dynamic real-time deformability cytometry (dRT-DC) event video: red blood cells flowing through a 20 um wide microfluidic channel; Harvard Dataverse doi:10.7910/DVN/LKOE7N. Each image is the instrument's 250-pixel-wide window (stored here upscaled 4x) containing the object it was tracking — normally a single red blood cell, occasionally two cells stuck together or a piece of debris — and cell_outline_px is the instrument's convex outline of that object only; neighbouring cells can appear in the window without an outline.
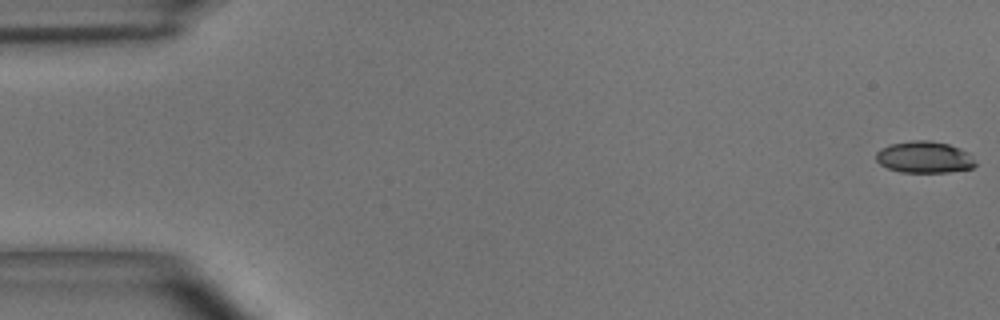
{"species": "common noctule bat (a hibernating species)", "species_latin": "Nyctalus noctula", "temperature_condition": "room temperature", "stored_images_in_passage": 51, "camera_frame_rate_fps": 3000, "um_per_image_px": 0.085, "animal": {"sex": "male", "body_mass_g": 15.6}, "frame": {"image": 1, "passage_image": 1, "time_ms": 0.0, "image_size_px": [1000, 320], "cell_outline_px": [[976, 164], [972, 168], [948, 172], [904, 172], [888, 168], [880, 164], [876, 160], [876, 152], [880, 148], [888, 144], [912, 140], [928, 140], [948, 144], [960, 148], [968, 152], [976, 160]], "centroid_in_image_um": [78.57, 13.35], "position_along_channel_um": 6.4, "area_um2": 18.44}}
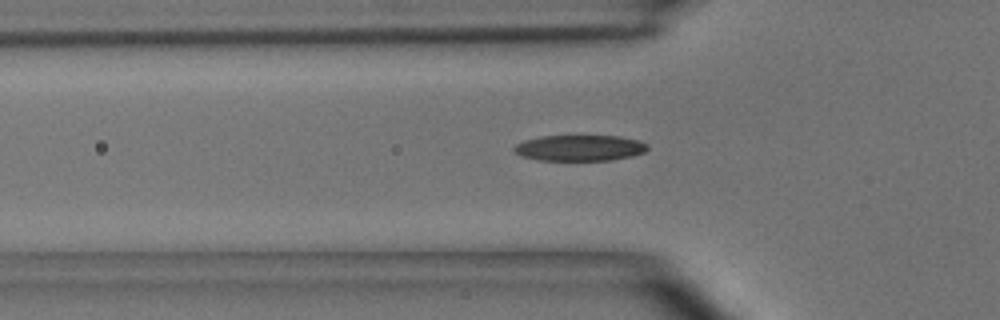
{"frame": {"image": 2, "passage_image": 17, "time_ms": 5.333, "image_size_px": [1000, 320], "cell_outline_px": [[648, 148], [644, 152], [632, 156], [612, 160], [540, 160], [520, 156], [512, 148], [516, 144], [524, 140], [540, 136], [620, 136], [640, 140], [648, 144]], "centroid_in_image_um": [49.29, 12.57], "position_along_channel_um": 76.5, "area_um2": 20.23}}
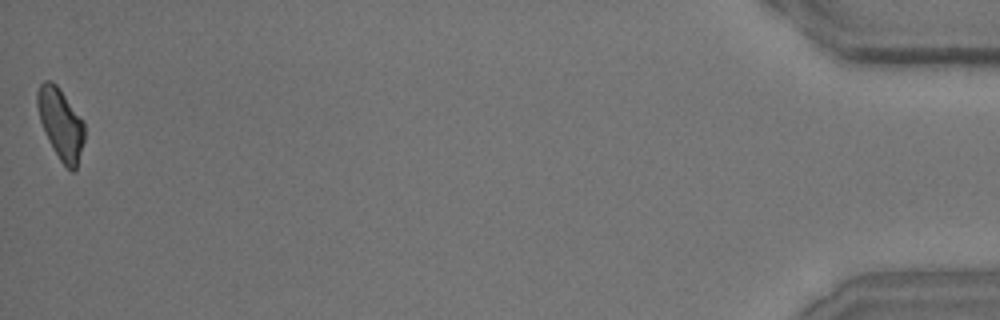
{"frame": {"image": 3, "passage_image": 51, "time_ms": 16.667, "image_size_px": [1000, 320], "cell_outline_px": [[84, 140], [76, 168], [72, 172], [60, 160], [52, 148], [40, 120], [36, 104], [36, 92], [40, 84], [44, 80], [52, 80], [56, 84], [84, 120]], "centroid_in_image_um": [5.15, 10.48], "position_along_channel_um": 430.0, "area_um2": 19.42}, "authors_computed_cell_mechanics": {"area_um2": 19.7676, "velocity_mm_per_s": 3.9431, "shape_relaxation_time_tau1_ms": 3.1742, "shape_relaxation_time_tau2_ms": 3.1998, "deformation_change_tau1": 0.1573, "deformation_change_tau2": 0.1112}}